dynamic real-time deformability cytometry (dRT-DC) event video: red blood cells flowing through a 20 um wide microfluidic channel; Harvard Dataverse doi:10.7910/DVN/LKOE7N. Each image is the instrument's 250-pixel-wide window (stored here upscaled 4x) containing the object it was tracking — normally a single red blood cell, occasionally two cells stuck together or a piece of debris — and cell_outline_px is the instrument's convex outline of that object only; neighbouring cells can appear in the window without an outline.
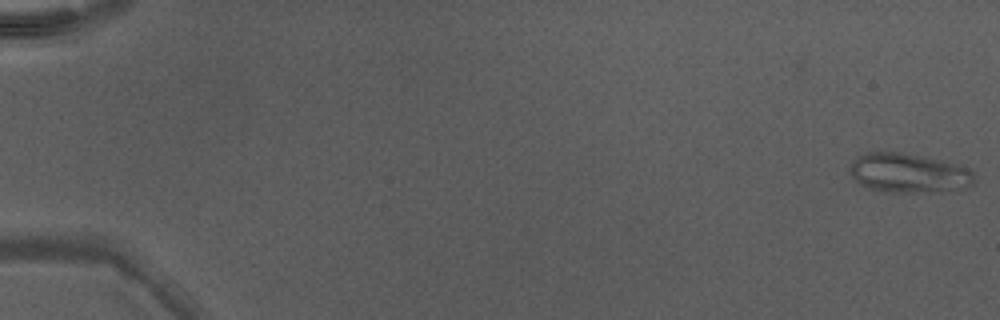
{"species": "Egyptian fruit bat (a non-hibernating species)", "species_latin": "Rousettus aegyptiacus", "temperature_condition": "warm", "stored_images_in_passage": 49, "camera_frame_rate_fps": 3000, "um_per_image_px": 0.085, "animal": {"sex": "male"}, "frame": {"image": 1, "passage_image": 1, "time_ms": 0.0, "image_size_px": [1000, 320], "cell_outline_px": [[972, 184], [948, 188], [916, 192], [892, 192], [864, 188], [852, 176], [852, 160], [868, 152], [900, 152], [924, 156], [960, 164], [968, 168], [972, 172]], "centroid_in_image_um": [77.16, 14.67], "position_along_channel_um": 7.8, "area_um2": 27.69}}
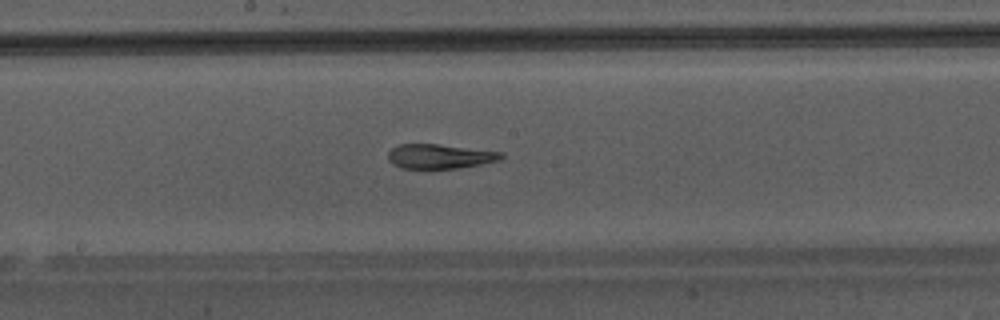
{"frame": {"image": 2, "passage_image": 28, "time_ms": 9.0, "image_size_px": [1000, 320], "cell_outline_px": [[504, 156], [500, 160], [480, 164], [456, 168], [404, 168], [392, 164], [388, 160], [388, 152], [392, 148], [400, 144], [436, 144], [504, 152]], "centroid_in_image_um": [37.38, 13.28], "position_along_channel_um": 210.8, "area_um2": 16.01}}
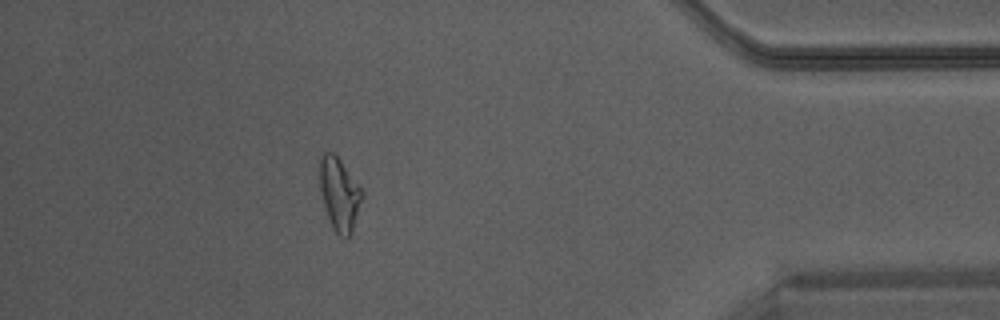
{"frame": {"image": 3, "passage_image": 44, "time_ms": 14.333, "image_size_px": [1000, 320], "cell_outline_px": [[364, 196], [352, 232], [348, 240], [340, 236], [332, 228], [320, 192], [320, 156], [324, 152], [332, 152], [340, 160], [364, 188]], "centroid_in_image_um": [28.89, 16.51], "position_along_channel_um": 406.3, "area_um2": 18.32}}